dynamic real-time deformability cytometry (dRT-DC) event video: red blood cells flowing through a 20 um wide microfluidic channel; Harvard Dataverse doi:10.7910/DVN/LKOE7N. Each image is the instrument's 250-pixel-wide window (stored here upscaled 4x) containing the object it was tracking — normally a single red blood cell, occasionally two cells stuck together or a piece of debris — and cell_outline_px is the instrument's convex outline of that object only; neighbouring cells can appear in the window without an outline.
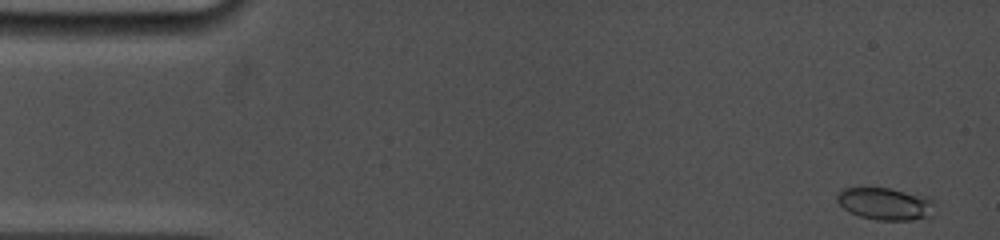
{"species": "common noctule bat (a hibernating species)", "species_latin": "Nyctalus noctula", "temperature_condition": "cold", "stored_images_in_passage": 55, "camera_frame_rate_fps": 5000, "um_per_image_px": 0.085, "animal": {"sex": "female", "body_mass_g": 19.0, "forearm_length_mm": 53.3}, "frame": {"image": 1, "passage_image": 1, "time_ms": 0.0, "image_size_px": [1000, 240], "cell_outline_px": [[932, 216], [912, 220], [876, 220], [860, 216], [848, 212], [836, 200], [836, 196], [844, 188], [888, 188], [928, 196], [932, 200]], "centroid_in_image_um": [75.24, 17.33], "position_along_channel_um": 9.8, "area_um2": 18.26}}
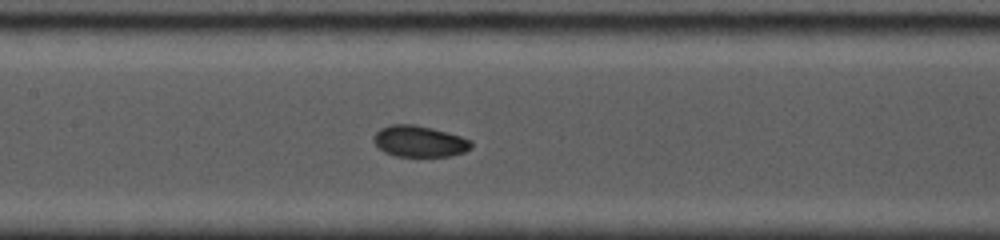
{"frame": {"image": 2, "passage_image": 28, "time_ms": 7.4, "image_size_px": [1000, 240], "cell_outline_px": [[472, 148], [464, 152], [452, 156], [396, 156], [384, 152], [372, 140], [376, 132], [380, 128], [392, 124], [416, 124], [448, 132], [472, 140]], "centroid_in_image_um": [35.67, 12.01], "position_along_channel_um": 171.7, "area_um2": 17.86}}
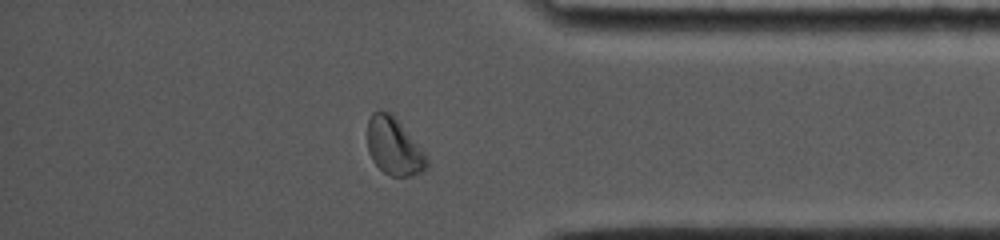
{"frame": {"image": 3, "passage_image": 48, "time_ms": 13.6, "image_size_px": [1000, 240], "cell_outline_px": [[428, 168], [424, 172], [412, 176], [392, 176], [384, 172], [372, 160], [368, 152], [368, 120], [372, 112], [388, 112], [396, 116], [428, 156]], "centroid_in_image_um": [33.53, 12.47], "position_along_channel_um": 401.7, "area_um2": 20.06}, "authors_computed_cell_mechanics": {"area_um2": 17.7446, "velocity_mm_per_s": 3.8013, "shape_relaxation_time_tau1_ms": 4.6914, "shape_relaxation_time_tau2_ms": 3.3312, "deformation_change_tau1": 0.1107, "deformation_change_tau2": 0.0513}}